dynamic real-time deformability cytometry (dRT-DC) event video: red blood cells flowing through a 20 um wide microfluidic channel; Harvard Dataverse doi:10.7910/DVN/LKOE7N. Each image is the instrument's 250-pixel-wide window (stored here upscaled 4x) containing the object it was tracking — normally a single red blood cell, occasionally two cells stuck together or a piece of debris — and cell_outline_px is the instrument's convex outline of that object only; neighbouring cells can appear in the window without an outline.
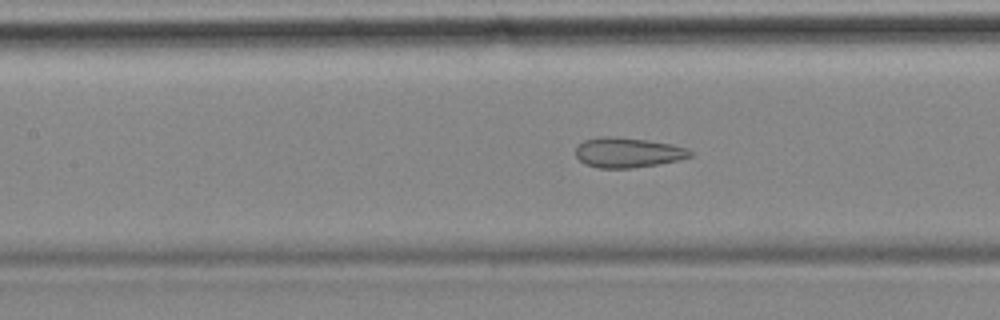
{"species": "common noctule bat (a hibernating species)", "species_latin": "Nyctalus noctula", "temperature_condition": "cold", "stored_images_in_passage": 27, "camera_frame_rate_fps": 3000, "um_per_image_px": 0.085, "animal": {"sex": "female", "body_mass_g": 18.4}, "frame": {"image": 1, "passage_image": 22, "time_ms": 7.0, "image_size_px": [1000, 320], "cell_outline_px": [[692, 156], [676, 160], [656, 164], [632, 168], [600, 168], [584, 164], [576, 156], [576, 148], [584, 140], [600, 136], [616, 136], [648, 140], [672, 144], [688, 148], [692, 152]], "centroid_in_image_um": [53.35, 12.95], "position_along_channel_um": 154.1, "area_um2": 20.0}}